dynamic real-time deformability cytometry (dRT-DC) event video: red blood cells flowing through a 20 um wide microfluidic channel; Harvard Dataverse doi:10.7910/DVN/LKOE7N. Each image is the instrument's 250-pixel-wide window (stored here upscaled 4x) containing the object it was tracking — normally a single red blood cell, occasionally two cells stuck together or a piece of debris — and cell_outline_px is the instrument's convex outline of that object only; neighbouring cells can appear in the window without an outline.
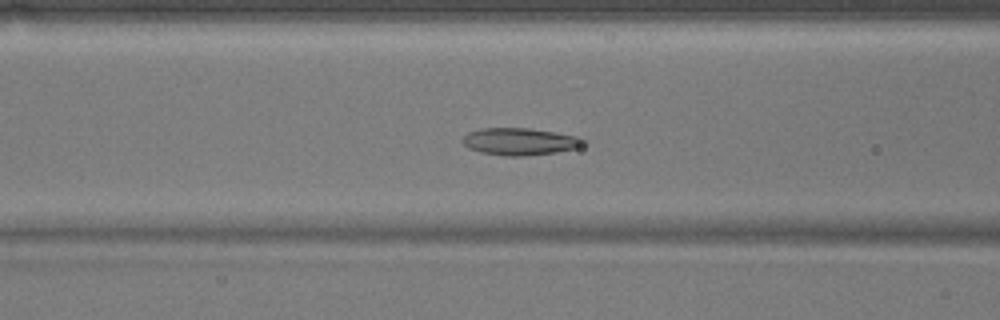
{"species": "common noctule bat (a hibernating species)", "species_latin": "Nyctalus noctula", "temperature_condition": "warm", "stored_images_in_passage": 50, "camera_frame_rate_fps": 3000, "um_per_image_px": 0.085, "animal": {"sex": "male", "body_mass_g": 17.9}, "frame": {"image": 1, "passage_image": 18, "time_ms": 5.667, "image_size_px": [1000, 320], "cell_outline_px": [[588, 140], [584, 144], [576, 148], [556, 152], [528, 156], [504, 156], [480, 152], [468, 148], [460, 140], [468, 132], [480, 128], [528, 128], [576, 136]], "centroid_in_image_um": [44.15, 12.04], "position_along_channel_um": 122.4, "area_um2": 19.19}}
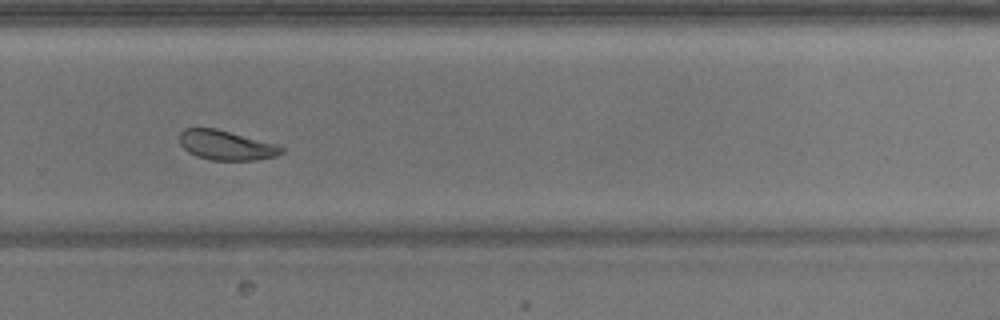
{"frame": {"image": 2, "passage_image": 33, "time_ms": 10.667, "image_size_px": [1000, 320], "cell_outline_px": [[284, 152], [276, 156], [256, 160], [212, 160], [196, 156], [188, 152], [180, 144], [180, 132], [184, 128], [216, 128], [280, 144], [284, 148]], "centroid_in_image_um": [19.27, 12.34], "position_along_channel_um": 310.5, "area_um2": 17.86}}
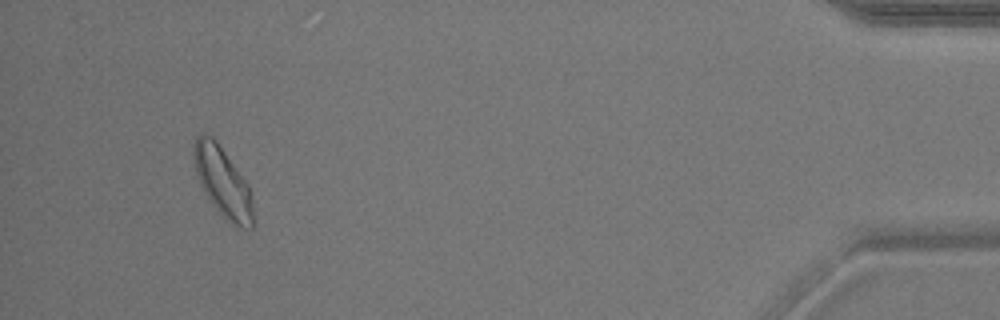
{"frame": {"image": 3, "passage_image": 47, "time_ms": 15.333, "image_size_px": [1000, 320], "cell_outline_px": [[252, 228], [240, 228], [228, 220], [212, 204], [204, 192], [200, 184], [196, 172], [192, 156], [192, 152], [196, 136], [200, 132], [204, 132], [212, 136], [216, 140], [248, 184], [252, 204]], "centroid_in_image_um": [18.89, 15.41], "position_along_channel_um": 416.3, "area_um2": 23.81}, "authors_computed_cell_mechanics": {"area_um2": 19.941, "velocity_mm_per_s": 3.7675, "shape_relaxation_time_tau1_ms": 3.6832, "shape_relaxation_time_tau2_ms": 1.871, "deformation_change_tau1": 0.1188, "deformation_change_tau2": 0.0801}}